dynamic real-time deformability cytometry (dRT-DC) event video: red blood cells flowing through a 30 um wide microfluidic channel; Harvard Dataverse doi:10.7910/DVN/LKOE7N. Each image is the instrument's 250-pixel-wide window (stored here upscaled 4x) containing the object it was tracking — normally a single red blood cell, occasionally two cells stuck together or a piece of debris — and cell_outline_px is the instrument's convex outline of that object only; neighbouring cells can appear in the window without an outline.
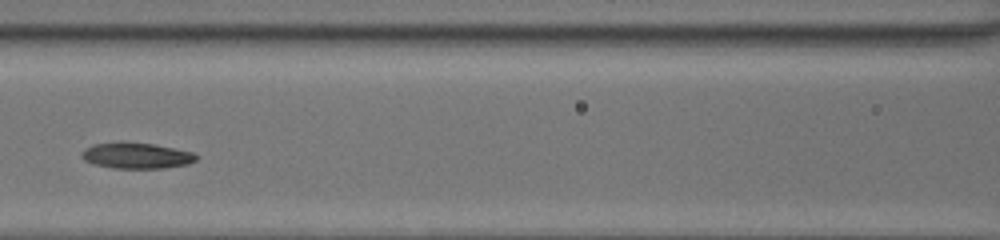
{"species": "common noctule bat (a hibernating species)", "species_latin": "Nyctalus noctula", "temperature_condition": "room temperature", "stored_images_in_passage": 33, "camera_frame_rate_fps": 3000, "um_per_image_px": 0.085, "animal": {"sex": "female", "body_mass_g": 20.0, "forearm_length_mm": 54.0}, "frame": {"image": 1, "passage_image": 10, "time_ms": 3.0, "image_size_px": [1000, 240], "cell_outline_px": [[200, 156], [196, 160], [188, 164], [164, 168], [112, 168], [92, 164], [84, 160], [80, 156], [84, 148], [92, 144], [120, 140], [152, 144], [192, 152]], "centroid_in_image_um": [11.54, 13.21], "position_along_channel_um": 155.1, "area_um2": 17.69}}
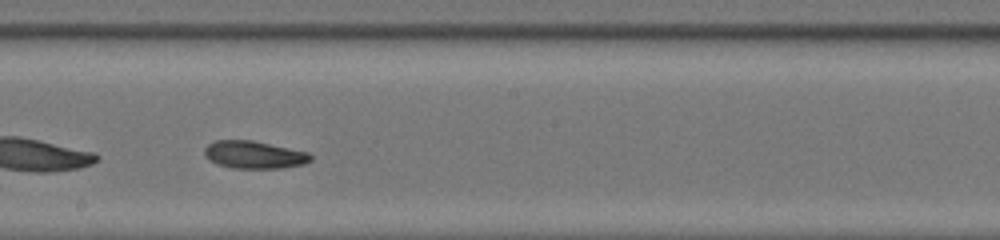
{"frame": {"image": 2, "passage_image": 15, "time_ms": 4.667, "image_size_px": [1000, 240], "cell_outline_px": [[312, 160], [304, 164], [280, 168], [232, 168], [216, 164], [208, 160], [204, 156], [204, 148], [208, 144], [216, 140], [252, 140], [308, 152], [312, 156]], "centroid_in_image_um": [21.57, 13.15], "position_along_channel_um": 226.6, "area_um2": 17.17}}
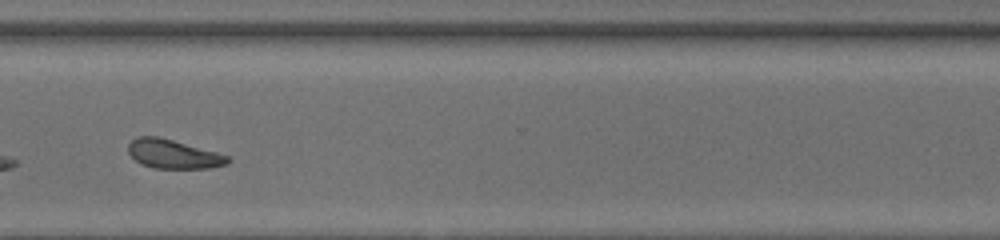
{"frame": {"image": 3, "passage_image": 24, "time_ms": 7.667, "image_size_px": [1000, 240], "cell_outline_px": [[232, 160], [228, 164], [208, 168], [152, 168], [140, 164], [128, 152], [128, 144], [136, 136], [160, 136], [216, 152], [228, 156]], "centroid_in_image_um": [14.72, 13.09], "position_along_channel_um": 355.9, "area_um2": 16.88}, "authors_computed_cell_mechanics": {"area_um2": 17.3978, "velocity_mm_per_s": 4.3223, "shape_relaxation_time_tau1_ms": 3.6489, "shape_relaxation_time_tau2_ms": null, "deformation_change_tau1": 0.1169, "deformation_change_tau2": null}}